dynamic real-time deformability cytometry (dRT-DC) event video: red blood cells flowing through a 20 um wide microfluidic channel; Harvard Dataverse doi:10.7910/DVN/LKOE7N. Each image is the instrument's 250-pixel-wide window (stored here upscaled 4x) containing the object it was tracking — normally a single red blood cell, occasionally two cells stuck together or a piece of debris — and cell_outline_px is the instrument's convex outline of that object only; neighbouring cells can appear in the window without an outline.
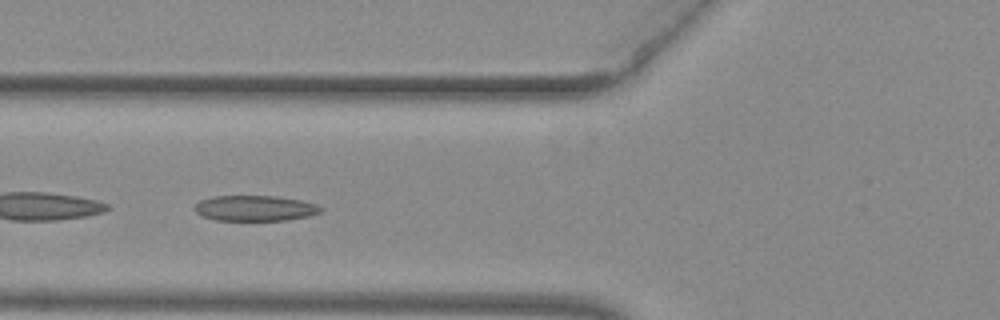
{"species": "common noctule bat (a hibernating species)", "species_latin": "Nyctalus noctula", "temperature_condition": "warm", "stored_images_in_passage": 43, "camera_frame_rate_fps": 3000, "um_per_image_px": 0.085, "animal": {"sex": "female", "body_mass_g": 29.2, "forearm_length_mm": 56.3}, "frame": {"image": 1, "passage_image": 13, "time_ms": 4.0, "image_size_px": [1000, 320], "cell_outline_px": [[324, 208], [320, 212], [308, 216], [284, 220], [216, 220], [204, 216], [196, 212], [192, 208], [200, 200], [212, 196], [272, 196], [300, 200], [316, 204]], "centroid_in_image_um": [21.65, 17.69], "position_along_channel_um": 104.1, "area_um2": 18.61}, "authors_computed_cell_mechanics": {"area_um2": 19.5942, "velocity_mm_per_s": 3.9581, "shape_relaxation_time_tau1_ms": null, "shape_relaxation_time_tau2_ms": 1.6042, "deformation_change_tau1": null, "deformation_change_tau2": 0.077}}